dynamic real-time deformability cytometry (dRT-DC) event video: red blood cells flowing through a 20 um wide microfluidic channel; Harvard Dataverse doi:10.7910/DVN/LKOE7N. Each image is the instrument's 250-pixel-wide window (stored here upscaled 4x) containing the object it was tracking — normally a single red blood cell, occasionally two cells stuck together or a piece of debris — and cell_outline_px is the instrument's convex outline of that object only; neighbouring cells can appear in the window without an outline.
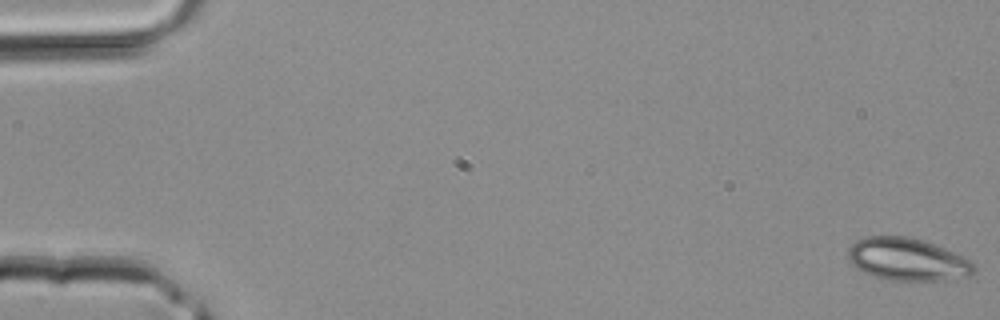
{"species": "common noctule bat (a hibernating species)", "species_latin": "Nyctalus noctula", "temperature_condition": "room temperature", "stored_images_in_passage": 41, "camera_frame_rate_fps": 3000, "um_per_image_px": 0.085, "animal": {"sex": "male", "body_mass_g": 20.4}, "frame": {"image": 1, "passage_image": 1, "time_ms": 0.0, "image_size_px": [1000, 320], "cell_outline_px": [[976, 272], [972, 276], [948, 280], [888, 280], [872, 276], [856, 268], [848, 260], [848, 248], [856, 240], [864, 236], [904, 236], [920, 240], [944, 248], [972, 260], [976, 264]], "centroid_in_image_um": [77.15, 22.06], "position_along_channel_um": 7.8, "area_um2": 31.5}}
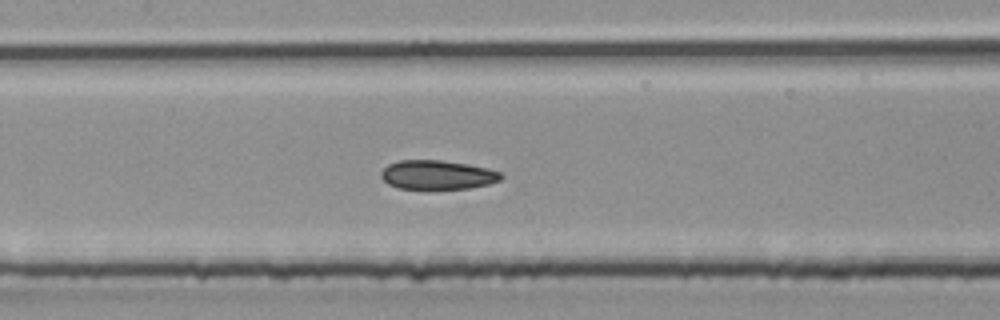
{"frame": {"image": 2, "passage_image": 20, "time_ms": 6.333, "image_size_px": [1000, 320], "cell_outline_px": [[504, 176], [500, 180], [488, 184], [468, 188], [396, 188], [388, 184], [380, 176], [380, 172], [388, 164], [396, 160], [440, 160], [468, 164], [488, 168], [500, 172]], "centroid_in_image_um": [37.16, 14.85], "position_along_channel_um": 170.2, "area_um2": 20.29}}
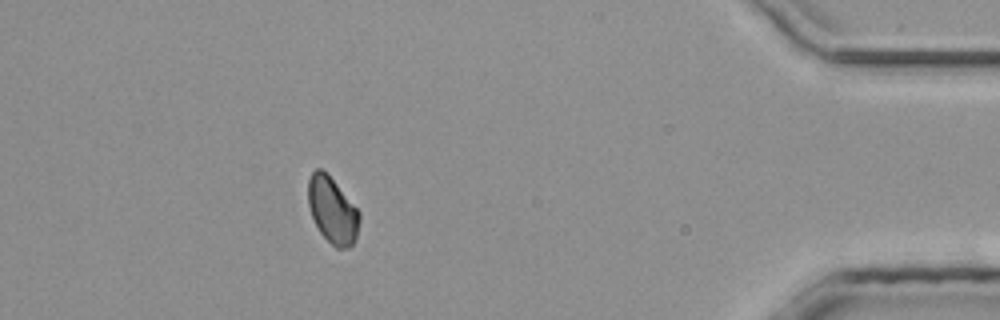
{"frame": {"image": 3, "passage_image": 37, "time_ms": 12.0, "image_size_px": [1000, 320], "cell_outline_px": [[360, 220], [356, 240], [348, 248], [336, 248], [320, 232], [312, 216], [308, 204], [308, 180], [312, 172], [316, 168], [320, 168], [336, 184], [360, 212]], "centroid_in_image_um": [28.26, 17.9], "position_along_channel_um": 406.9, "area_um2": 19.48}}